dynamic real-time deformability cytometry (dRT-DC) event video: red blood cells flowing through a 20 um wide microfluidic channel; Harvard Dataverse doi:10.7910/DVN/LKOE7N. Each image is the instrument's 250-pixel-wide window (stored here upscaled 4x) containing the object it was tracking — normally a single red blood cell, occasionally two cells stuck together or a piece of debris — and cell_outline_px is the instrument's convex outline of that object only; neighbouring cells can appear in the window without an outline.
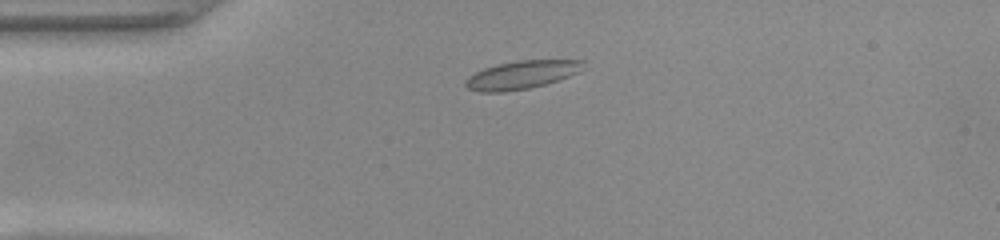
{"species": "common noctule bat (a hibernating species)", "species_latin": "Nyctalus noctula", "temperature_condition": "warm", "stored_images_in_passage": 39, "camera_frame_rate_fps": 3000, "um_per_image_px": 0.085, "animal": {"sex": "female", "body_mass_g": 22.0, "forearm_length_mm": 56.7}, "frame": {"image": 1, "passage_image": 1, "time_ms": 0.0, "image_size_px": [1000, 240], "cell_outline_px": [[588, 68], [580, 72], [560, 80], [528, 88], [504, 92], [480, 92], [468, 88], [464, 84], [464, 80], [468, 76], [484, 68], [516, 60], [584, 60]], "centroid_in_image_um": [44.41, 6.35], "position_along_channel_um": 40.6, "area_um2": 19.59}}
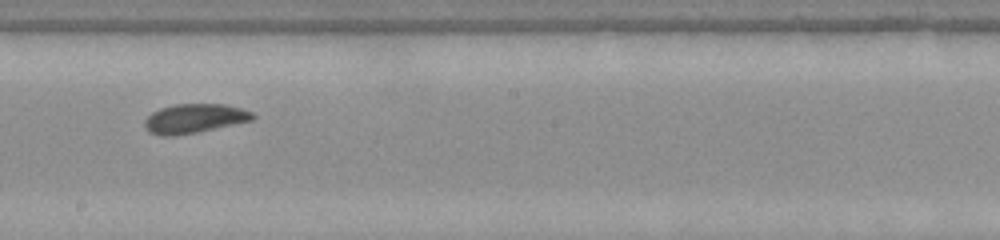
{"frame": {"image": 2, "passage_image": 17, "time_ms": 5.333, "image_size_px": [1000, 240], "cell_outline_px": [[256, 116], [252, 120], [196, 132], [168, 136], [160, 136], [148, 132], [144, 128], [144, 120], [152, 112], [160, 108], [172, 104], [228, 104], [252, 112]], "centroid_in_image_um": [16.48, 10.06], "position_along_channel_um": 231.7, "area_um2": 18.38}}
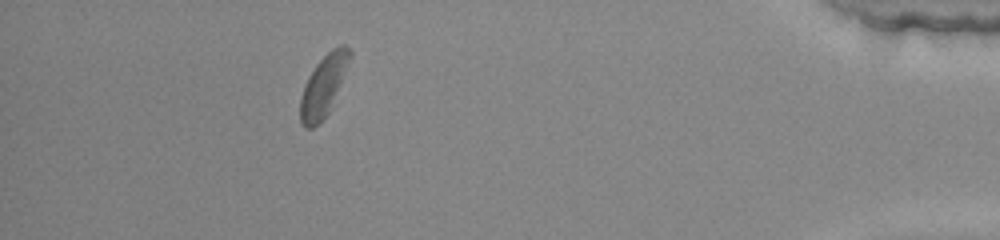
{"frame": {"image": 3, "passage_image": 34, "time_ms": 11.0, "image_size_px": [1000, 240], "cell_outline_px": [[352, 56], [328, 112], [312, 128], [304, 128], [300, 124], [300, 100], [304, 84], [308, 76], [316, 64], [332, 48], [340, 44], [344, 44], [352, 52]], "centroid_in_image_um": [27.48, 7.26], "position_along_channel_um": 407.7, "area_um2": 17.28}, "authors_computed_cell_mechanics": {"area_um2": 18.3226, "velocity_mm_per_s": 4.0757, "shape_relaxation_time_tau1_ms": 3.3602, "shape_relaxation_time_tau2_ms": 0.9728, "deformation_change_tau1": 0.082, "deformation_change_tau2": 0.0327}}